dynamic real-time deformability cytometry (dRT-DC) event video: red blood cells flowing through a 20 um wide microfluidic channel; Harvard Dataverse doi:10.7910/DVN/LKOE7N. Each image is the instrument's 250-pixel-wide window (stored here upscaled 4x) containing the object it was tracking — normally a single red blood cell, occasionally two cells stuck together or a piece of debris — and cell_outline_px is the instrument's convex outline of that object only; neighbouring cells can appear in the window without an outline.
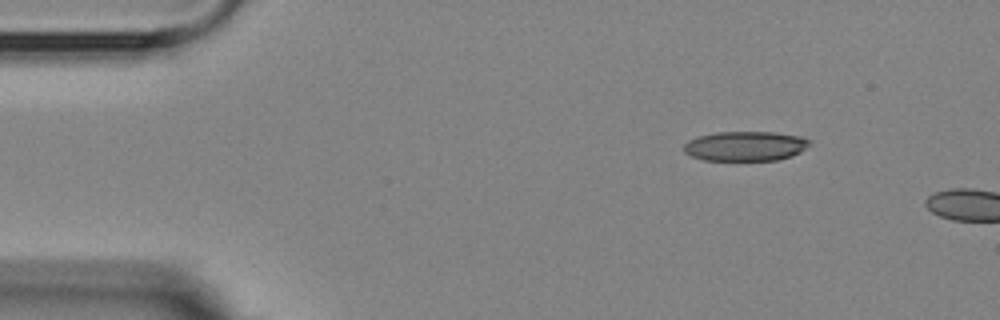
{"species": "Egyptian fruit bat (a non-hibernating species)", "species_latin": "Rousettus aegyptiacus", "temperature_condition": "room temperature", "stored_images_in_passage": 2, "camera_frame_rate_fps": 3000, "um_per_image_px": 0.085, "animal": {"sex": "female"}, "frame": {"image": 1, "passage_image": 1, "time_ms": 0.0, "image_size_px": [1000, 320], "cell_outline_px": [[808, 144], [800, 152], [792, 156], [776, 160], [704, 160], [692, 156], [684, 152], [684, 144], [688, 140], [700, 136], [716, 132], [776, 132], [800, 136], [808, 140]], "centroid_in_image_um": [63.33, 12.42], "position_along_channel_um": 21.7, "area_um2": 21.56}}